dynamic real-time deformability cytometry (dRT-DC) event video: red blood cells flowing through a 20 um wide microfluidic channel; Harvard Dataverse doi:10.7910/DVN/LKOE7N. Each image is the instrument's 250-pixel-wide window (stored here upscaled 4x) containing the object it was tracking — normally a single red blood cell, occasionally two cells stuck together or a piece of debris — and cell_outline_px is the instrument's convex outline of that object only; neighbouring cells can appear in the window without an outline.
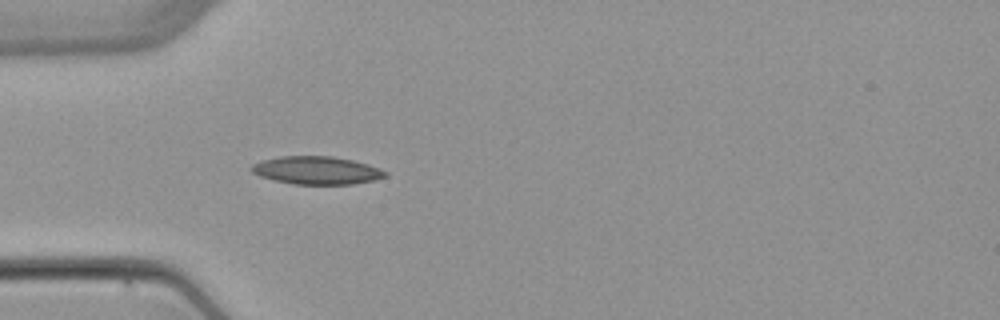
{"species": "common noctule bat (a hibernating species)", "species_latin": "Nyctalus noctula", "temperature_condition": "warm", "stored_images_in_passage": 4, "camera_frame_rate_fps": 3000, "um_per_image_px": 0.085, "animal": {"sex": "female", "body_mass_g": 22.7, "forearm_length_mm": 54.2}, "frame": {"image": 1, "passage_image": 4, "time_ms": 3.667, "image_size_px": [1000, 320], "cell_outline_px": [[388, 176], [372, 180], [352, 184], [292, 184], [272, 180], [260, 176], [252, 172], [248, 168], [252, 164], [260, 160], [280, 156], [332, 156], [352, 160], [368, 164], [388, 172]], "centroid_in_image_um": [26.87, 14.47], "position_along_channel_um": 58.1, "area_um2": 21.91}}